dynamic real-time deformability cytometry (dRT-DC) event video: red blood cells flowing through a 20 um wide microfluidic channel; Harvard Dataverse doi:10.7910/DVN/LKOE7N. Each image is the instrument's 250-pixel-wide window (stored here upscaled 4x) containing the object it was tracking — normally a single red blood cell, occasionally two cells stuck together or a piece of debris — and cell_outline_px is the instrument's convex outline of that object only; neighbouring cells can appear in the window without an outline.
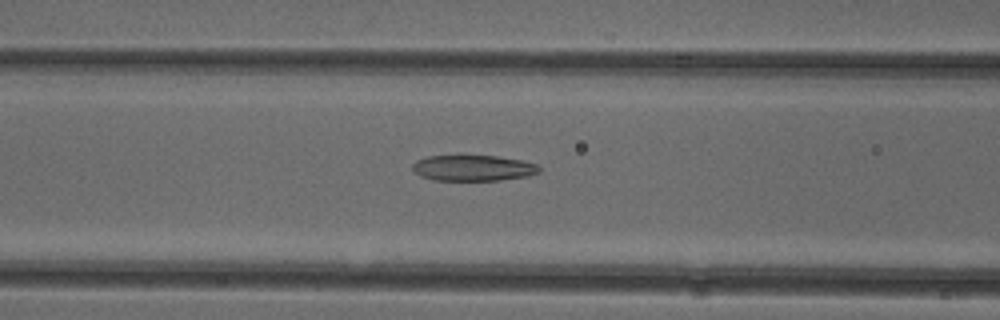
{"species": "common noctule bat (a hibernating species)", "species_latin": "Nyctalus noctula", "temperature_condition": "cold", "stored_images_in_passage": 52, "camera_frame_rate_fps": 3000, "um_per_image_px": 0.085, "animal": {"sex": "female"}, "frame": {"image": 1, "passage_image": 21, "time_ms": 6.667, "image_size_px": [1000, 320], "cell_outline_px": [[540, 172], [528, 176], [500, 180], [432, 180], [420, 176], [412, 168], [412, 164], [416, 160], [428, 156], [460, 152], [496, 156], [520, 160], [536, 164], [540, 168]], "centroid_in_image_um": [40.15, 14.23], "position_along_channel_um": 126.4, "area_um2": 19.94}}
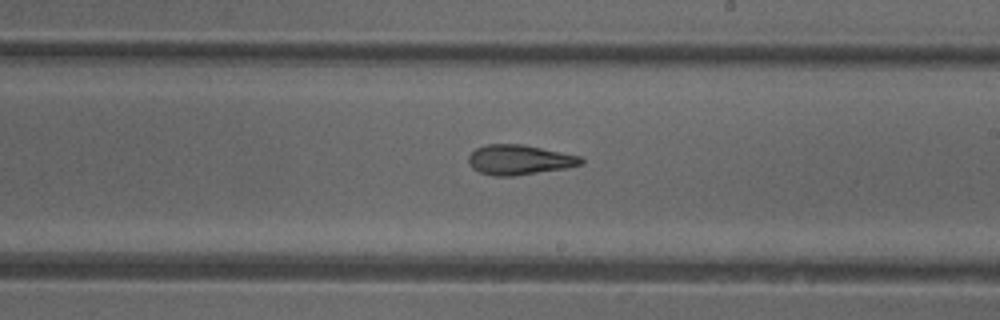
{"frame": {"image": 2, "passage_image": 30, "time_ms": 9.667, "image_size_px": [1000, 320], "cell_outline_px": [[584, 164], [568, 168], [512, 176], [496, 176], [480, 172], [472, 168], [468, 164], [468, 156], [476, 148], [488, 144], [524, 144], [580, 156], [584, 160]], "centroid_in_image_um": [44.16, 13.58], "position_along_channel_um": 244.8, "area_um2": 19.71}}
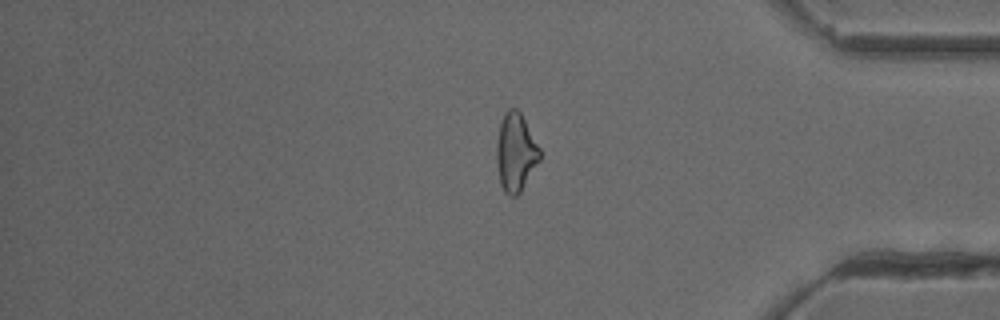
{"frame": {"image": 3, "passage_image": 43, "time_ms": 14.0, "image_size_px": [1000, 320], "cell_outline_px": [[540, 160], [520, 192], [516, 196], [512, 196], [504, 192], [500, 184], [496, 160], [496, 144], [500, 120], [504, 112], [508, 108], [516, 108], [520, 112], [540, 148]], "centroid_in_image_um": [43.81, 12.93], "position_along_channel_um": 391.4, "area_um2": 19.77}, "authors_computed_cell_mechanics": {"area_um2": 20.7791, "velocity_mm_per_s": 3.9475, "shape_relaxation_time_tau1_ms": null, "shape_relaxation_time_tau2_ms": 4.1442, "deformation_change_tau1": null, "deformation_change_tau2": 0.1414}}